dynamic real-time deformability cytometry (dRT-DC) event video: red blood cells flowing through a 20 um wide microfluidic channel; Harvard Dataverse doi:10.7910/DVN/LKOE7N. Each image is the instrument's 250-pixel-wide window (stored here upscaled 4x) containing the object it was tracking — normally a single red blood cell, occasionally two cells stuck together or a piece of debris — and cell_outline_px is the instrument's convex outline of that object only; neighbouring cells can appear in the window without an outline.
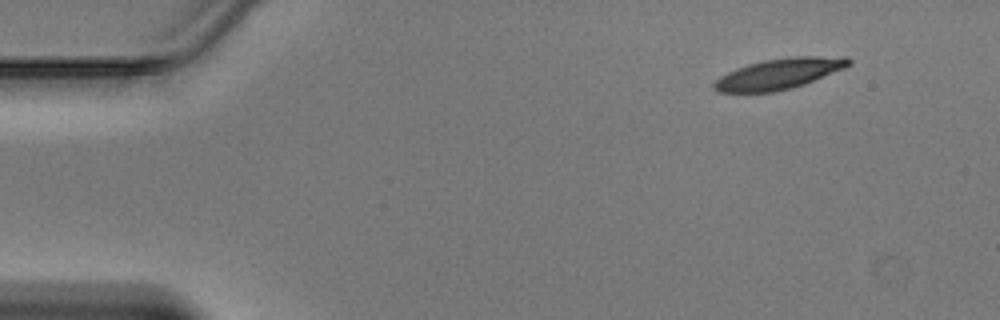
{"species": "Egyptian fruit bat (a non-hibernating species)", "species_latin": "Rousettus aegyptiacus", "temperature_condition": "warm", "stored_images_in_passage": 43, "camera_frame_rate_fps": 3000, "um_per_image_px": 0.085, "animal": {"sex": "male"}, "frame": {"image": 1, "passage_image": 1, "time_ms": 0.0, "image_size_px": [1000, 320], "cell_outline_px": [[852, 64], [844, 68], [804, 84], [792, 88], [776, 92], [720, 92], [712, 88], [712, 84], [720, 76], [736, 68], [748, 64], [764, 60], [788, 56], [848, 56], [852, 60]], "centroid_in_image_um": [66.24, 6.26], "position_along_channel_um": 18.8, "area_um2": 24.22}}
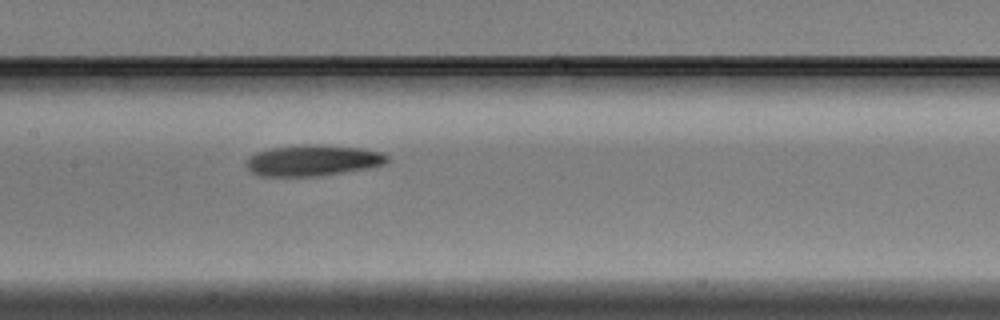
{"frame": {"image": 2, "passage_image": 19, "time_ms": 6.0, "image_size_px": [1000, 320], "cell_outline_px": [[388, 160], [384, 164], [368, 168], [320, 176], [260, 176], [252, 172], [244, 164], [256, 152], [268, 148], [300, 144], [320, 144], [360, 148], [380, 152], [388, 156]], "centroid_in_image_um": [26.57, 13.63], "position_along_channel_um": 180.8, "area_um2": 25.55}}
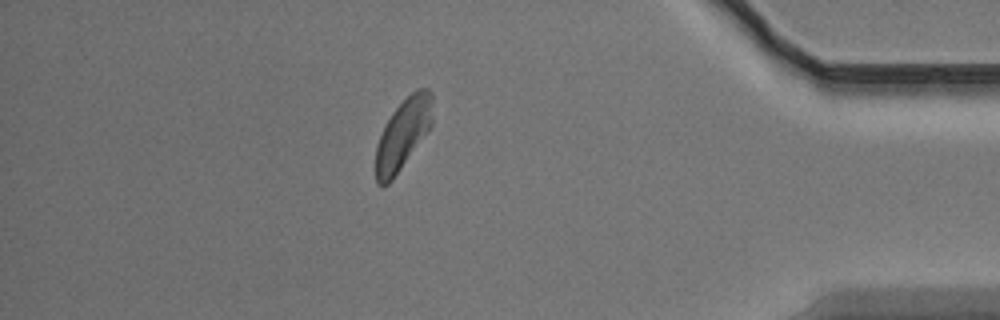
{"frame": {"image": 3, "passage_image": 37, "time_ms": 12.0, "image_size_px": [1000, 320], "cell_outline_px": [[432, 124], [392, 180], [388, 184], [376, 184], [376, 148], [380, 136], [392, 112], [416, 88], [428, 88], [432, 92]], "centroid_in_image_um": [34.26, 11.37], "position_along_channel_um": 400.9, "area_um2": 22.72}}